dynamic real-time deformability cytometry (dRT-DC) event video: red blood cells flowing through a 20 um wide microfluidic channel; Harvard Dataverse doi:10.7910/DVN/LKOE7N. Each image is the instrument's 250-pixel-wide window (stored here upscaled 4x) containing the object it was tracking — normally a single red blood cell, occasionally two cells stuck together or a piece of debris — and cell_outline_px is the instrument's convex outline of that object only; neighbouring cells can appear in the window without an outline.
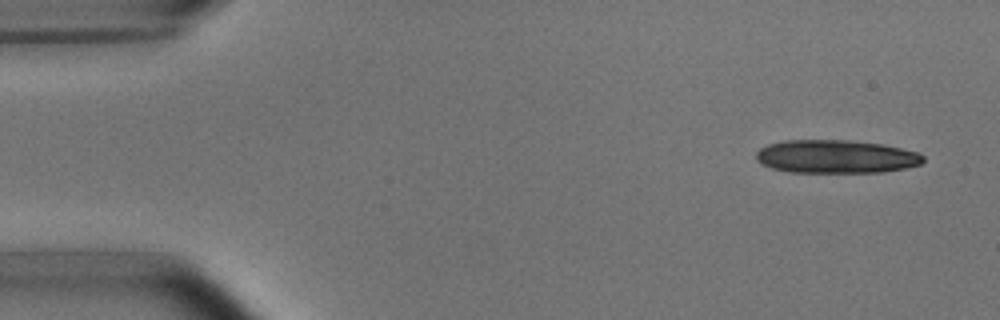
{"species": "common noctule bat (a hibernating species)", "species_latin": "Nyctalus noctula", "temperature_condition": "room temperature", "stored_images_in_passage": 5, "camera_frame_rate_fps": 3000, "um_per_image_px": 0.085, "animal": {"sex": "male", "body_mass_g": 15.6}, "frame": {"image": 1, "passage_image": 1, "time_ms": 0.0, "image_size_px": [1000, 320], "cell_outline_px": [[924, 160], [920, 164], [904, 168], [884, 172], [792, 172], [772, 168], [760, 164], [756, 160], [756, 152], [760, 148], [768, 144], [784, 140], [848, 140], [884, 144], [920, 152], [924, 156]], "centroid_in_image_um": [71.06, 13.3], "position_along_channel_um": 13.9, "area_um2": 32.6}}
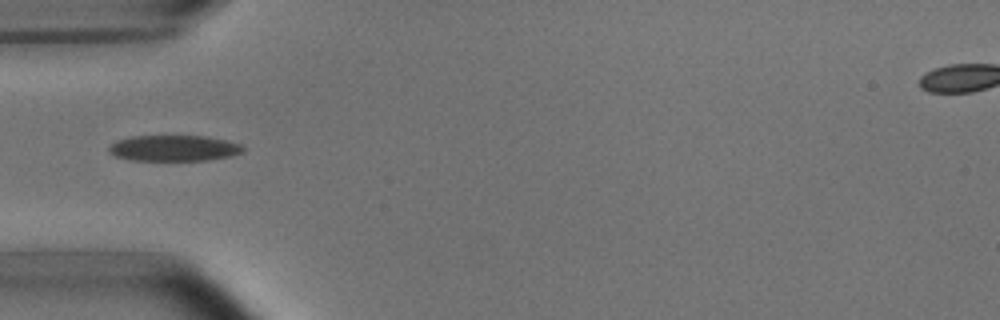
{"frame": {"image": 2, "passage_image": 5, "time_ms": 4.667, "image_size_px": [1000, 320], "cell_outline_px": [[244, 152], [232, 156], [208, 160], [128, 160], [116, 156], [108, 152], [108, 148], [116, 140], [132, 136], [204, 136], [224, 140], [240, 144], [244, 148]], "centroid_in_image_um": [14.77, 12.6], "position_along_channel_um": 70.2, "area_um2": 20.23}}